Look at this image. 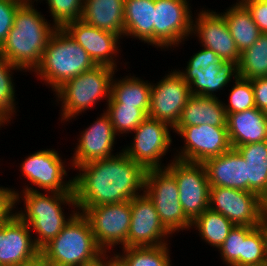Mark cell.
Returning a JSON list of instances; mask_svg holds the SVG:
<instances>
[{"label":"cell","instance_id":"24","mask_svg":"<svg viewBox=\"0 0 267 266\" xmlns=\"http://www.w3.org/2000/svg\"><path fill=\"white\" fill-rule=\"evenodd\" d=\"M125 0H84L81 20L93 27L124 35Z\"/></svg>","mask_w":267,"mask_h":266},{"label":"cell","instance_id":"20","mask_svg":"<svg viewBox=\"0 0 267 266\" xmlns=\"http://www.w3.org/2000/svg\"><path fill=\"white\" fill-rule=\"evenodd\" d=\"M103 112L92 125L81 131L76 148H74L73 158L69 160L71 169L91 161L115 156L112 152L117 135L111 124L110 116L105 111Z\"/></svg>","mask_w":267,"mask_h":266},{"label":"cell","instance_id":"37","mask_svg":"<svg viewBox=\"0 0 267 266\" xmlns=\"http://www.w3.org/2000/svg\"><path fill=\"white\" fill-rule=\"evenodd\" d=\"M227 105L223 103L226 113H237L255 108L254 92L250 79L238 76L234 79Z\"/></svg>","mask_w":267,"mask_h":266},{"label":"cell","instance_id":"27","mask_svg":"<svg viewBox=\"0 0 267 266\" xmlns=\"http://www.w3.org/2000/svg\"><path fill=\"white\" fill-rule=\"evenodd\" d=\"M246 162L247 191L267 198V141L250 143L236 148Z\"/></svg>","mask_w":267,"mask_h":266},{"label":"cell","instance_id":"31","mask_svg":"<svg viewBox=\"0 0 267 266\" xmlns=\"http://www.w3.org/2000/svg\"><path fill=\"white\" fill-rule=\"evenodd\" d=\"M237 68L242 78L267 77V33H261L256 42L241 53Z\"/></svg>","mask_w":267,"mask_h":266},{"label":"cell","instance_id":"41","mask_svg":"<svg viewBox=\"0 0 267 266\" xmlns=\"http://www.w3.org/2000/svg\"><path fill=\"white\" fill-rule=\"evenodd\" d=\"M262 33H267V0H249L244 3Z\"/></svg>","mask_w":267,"mask_h":266},{"label":"cell","instance_id":"44","mask_svg":"<svg viewBox=\"0 0 267 266\" xmlns=\"http://www.w3.org/2000/svg\"><path fill=\"white\" fill-rule=\"evenodd\" d=\"M85 266H118V255L114 254L111 257L107 255V252H103L97 259L87 263Z\"/></svg>","mask_w":267,"mask_h":266},{"label":"cell","instance_id":"45","mask_svg":"<svg viewBox=\"0 0 267 266\" xmlns=\"http://www.w3.org/2000/svg\"><path fill=\"white\" fill-rule=\"evenodd\" d=\"M21 266H48V265L45 263V261L41 257H39L35 261L30 262L25 265H21Z\"/></svg>","mask_w":267,"mask_h":266},{"label":"cell","instance_id":"19","mask_svg":"<svg viewBox=\"0 0 267 266\" xmlns=\"http://www.w3.org/2000/svg\"><path fill=\"white\" fill-rule=\"evenodd\" d=\"M63 29L87 51L96 65L117 68L115 57L118 56L121 39L118 35L93 27L81 19L67 23Z\"/></svg>","mask_w":267,"mask_h":266},{"label":"cell","instance_id":"15","mask_svg":"<svg viewBox=\"0 0 267 266\" xmlns=\"http://www.w3.org/2000/svg\"><path fill=\"white\" fill-rule=\"evenodd\" d=\"M190 96L189 84L177 70H171L157 84L152 83L147 116L174 128Z\"/></svg>","mask_w":267,"mask_h":266},{"label":"cell","instance_id":"32","mask_svg":"<svg viewBox=\"0 0 267 266\" xmlns=\"http://www.w3.org/2000/svg\"><path fill=\"white\" fill-rule=\"evenodd\" d=\"M168 244L146 247H125L117 253L121 266H171Z\"/></svg>","mask_w":267,"mask_h":266},{"label":"cell","instance_id":"7","mask_svg":"<svg viewBox=\"0 0 267 266\" xmlns=\"http://www.w3.org/2000/svg\"><path fill=\"white\" fill-rule=\"evenodd\" d=\"M144 192L152 200L161 223L171 233L190 229L192 222L184 214L179 201L175 177L166 169H148Z\"/></svg>","mask_w":267,"mask_h":266},{"label":"cell","instance_id":"36","mask_svg":"<svg viewBox=\"0 0 267 266\" xmlns=\"http://www.w3.org/2000/svg\"><path fill=\"white\" fill-rule=\"evenodd\" d=\"M255 227L234 225L225 241L219 246L220 257L227 266H240L243 240Z\"/></svg>","mask_w":267,"mask_h":266},{"label":"cell","instance_id":"30","mask_svg":"<svg viewBox=\"0 0 267 266\" xmlns=\"http://www.w3.org/2000/svg\"><path fill=\"white\" fill-rule=\"evenodd\" d=\"M234 224L219 212L206 209L193 222L191 228L199 231V236L214 248L225 241Z\"/></svg>","mask_w":267,"mask_h":266},{"label":"cell","instance_id":"2","mask_svg":"<svg viewBox=\"0 0 267 266\" xmlns=\"http://www.w3.org/2000/svg\"><path fill=\"white\" fill-rule=\"evenodd\" d=\"M33 4L34 1H25L17 9L13 27L0 46V55L25 72H33L39 65L49 38L57 29Z\"/></svg>","mask_w":267,"mask_h":266},{"label":"cell","instance_id":"21","mask_svg":"<svg viewBox=\"0 0 267 266\" xmlns=\"http://www.w3.org/2000/svg\"><path fill=\"white\" fill-rule=\"evenodd\" d=\"M210 187H225L247 191L245 159L235 148L203 162Z\"/></svg>","mask_w":267,"mask_h":266},{"label":"cell","instance_id":"38","mask_svg":"<svg viewBox=\"0 0 267 266\" xmlns=\"http://www.w3.org/2000/svg\"><path fill=\"white\" fill-rule=\"evenodd\" d=\"M50 16L57 28H63L67 23L80 20L84 0H46Z\"/></svg>","mask_w":267,"mask_h":266},{"label":"cell","instance_id":"17","mask_svg":"<svg viewBox=\"0 0 267 266\" xmlns=\"http://www.w3.org/2000/svg\"><path fill=\"white\" fill-rule=\"evenodd\" d=\"M193 19L192 36L196 35L202 46L212 49L225 62L238 65L241 53L231 36L229 27L221 13L201 10ZM195 20V21H194Z\"/></svg>","mask_w":267,"mask_h":266},{"label":"cell","instance_id":"43","mask_svg":"<svg viewBox=\"0 0 267 266\" xmlns=\"http://www.w3.org/2000/svg\"><path fill=\"white\" fill-rule=\"evenodd\" d=\"M251 83L256 108L267 112V77L253 79Z\"/></svg>","mask_w":267,"mask_h":266},{"label":"cell","instance_id":"3","mask_svg":"<svg viewBox=\"0 0 267 266\" xmlns=\"http://www.w3.org/2000/svg\"><path fill=\"white\" fill-rule=\"evenodd\" d=\"M19 193L14 191L15 202L24 200V210L17 211L16 214L30 227L32 232L37 234L33 236L35 246L41 250L51 240H53L79 211L75 201L74 193H55L49 192L43 194L39 189L32 187L30 183ZM20 195V196H19ZM23 195V196H22ZM22 196V197H21ZM73 206L76 208L71 211L70 216H65L62 205ZM66 217V218H65Z\"/></svg>","mask_w":267,"mask_h":266},{"label":"cell","instance_id":"4","mask_svg":"<svg viewBox=\"0 0 267 266\" xmlns=\"http://www.w3.org/2000/svg\"><path fill=\"white\" fill-rule=\"evenodd\" d=\"M95 66L87 51L63 28H57L49 38L41 61L33 72L55 91L66 81Z\"/></svg>","mask_w":267,"mask_h":266},{"label":"cell","instance_id":"18","mask_svg":"<svg viewBox=\"0 0 267 266\" xmlns=\"http://www.w3.org/2000/svg\"><path fill=\"white\" fill-rule=\"evenodd\" d=\"M30 227L16 213L0 225V265L21 266L40 257Z\"/></svg>","mask_w":267,"mask_h":266},{"label":"cell","instance_id":"11","mask_svg":"<svg viewBox=\"0 0 267 266\" xmlns=\"http://www.w3.org/2000/svg\"><path fill=\"white\" fill-rule=\"evenodd\" d=\"M189 5L188 0H155L154 47H178L192 36L193 15Z\"/></svg>","mask_w":267,"mask_h":266},{"label":"cell","instance_id":"8","mask_svg":"<svg viewBox=\"0 0 267 266\" xmlns=\"http://www.w3.org/2000/svg\"><path fill=\"white\" fill-rule=\"evenodd\" d=\"M79 211L88 220L97 245L109 253L117 245L127 247L128 232L131 223L130 200L80 208Z\"/></svg>","mask_w":267,"mask_h":266},{"label":"cell","instance_id":"14","mask_svg":"<svg viewBox=\"0 0 267 266\" xmlns=\"http://www.w3.org/2000/svg\"><path fill=\"white\" fill-rule=\"evenodd\" d=\"M65 162L55 149L38 150L22 161L21 173L40 191L47 193H74L73 178L64 181L67 176Z\"/></svg>","mask_w":267,"mask_h":266},{"label":"cell","instance_id":"26","mask_svg":"<svg viewBox=\"0 0 267 266\" xmlns=\"http://www.w3.org/2000/svg\"><path fill=\"white\" fill-rule=\"evenodd\" d=\"M155 0H125L124 35L154 46Z\"/></svg>","mask_w":267,"mask_h":266},{"label":"cell","instance_id":"9","mask_svg":"<svg viewBox=\"0 0 267 266\" xmlns=\"http://www.w3.org/2000/svg\"><path fill=\"white\" fill-rule=\"evenodd\" d=\"M166 169L175 177L182 210L193 222L209 208L210 184L204 164L173 158Z\"/></svg>","mask_w":267,"mask_h":266},{"label":"cell","instance_id":"33","mask_svg":"<svg viewBox=\"0 0 267 266\" xmlns=\"http://www.w3.org/2000/svg\"><path fill=\"white\" fill-rule=\"evenodd\" d=\"M12 70H20L0 55V117L8 124L14 113L16 114L15 86L12 78Z\"/></svg>","mask_w":267,"mask_h":266},{"label":"cell","instance_id":"48","mask_svg":"<svg viewBox=\"0 0 267 266\" xmlns=\"http://www.w3.org/2000/svg\"><path fill=\"white\" fill-rule=\"evenodd\" d=\"M247 1H249V0H237L236 3H238V4H244V3L247 2Z\"/></svg>","mask_w":267,"mask_h":266},{"label":"cell","instance_id":"34","mask_svg":"<svg viewBox=\"0 0 267 266\" xmlns=\"http://www.w3.org/2000/svg\"><path fill=\"white\" fill-rule=\"evenodd\" d=\"M106 109L105 112L110 116L116 135L132 133L147 117L140 108L134 106L107 104Z\"/></svg>","mask_w":267,"mask_h":266},{"label":"cell","instance_id":"6","mask_svg":"<svg viewBox=\"0 0 267 266\" xmlns=\"http://www.w3.org/2000/svg\"><path fill=\"white\" fill-rule=\"evenodd\" d=\"M116 70V71H115ZM117 72L105 65H96L93 69L66 81L55 91L57 101L61 102V122L72 120L84 113L102 98L109 101L111 82Z\"/></svg>","mask_w":267,"mask_h":266},{"label":"cell","instance_id":"46","mask_svg":"<svg viewBox=\"0 0 267 266\" xmlns=\"http://www.w3.org/2000/svg\"><path fill=\"white\" fill-rule=\"evenodd\" d=\"M262 225L264 226L267 233V210H263L262 212Z\"/></svg>","mask_w":267,"mask_h":266},{"label":"cell","instance_id":"42","mask_svg":"<svg viewBox=\"0 0 267 266\" xmlns=\"http://www.w3.org/2000/svg\"><path fill=\"white\" fill-rule=\"evenodd\" d=\"M14 191V189L0 186V225L15 213L14 208H16L17 203L15 202Z\"/></svg>","mask_w":267,"mask_h":266},{"label":"cell","instance_id":"1","mask_svg":"<svg viewBox=\"0 0 267 266\" xmlns=\"http://www.w3.org/2000/svg\"><path fill=\"white\" fill-rule=\"evenodd\" d=\"M75 169L79 170L73 177L78 210L128 201L144 192L147 170L122 150L113 157L91 161Z\"/></svg>","mask_w":267,"mask_h":266},{"label":"cell","instance_id":"12","mask_svg":"<svg viewBox=\"0 0 267 266\" xmlns=\"http://www.w3.org/2000/svg\"><path fill=\"white\" fill-rule=\"evenodd\" d=\"M264 204V200L254 192L210 187L209 208L225 216L234 225H261Z\"/></svg>","mask_w":267,"mask_h":266},{"label":"cell","instance_id":"49","mask_svg":"<svg viewBox=\"0 0 267 266\" xmlns=\"http://www.w3.org/2000/svg\"><path fill=\"white\" fill-rule=\"evenodd\" d=\"M265 204H264V208L263 210H267V198L264 200Z\"/></svg>","mask_w":267,"mask_h":266},{"label":"cell","instance_id":"28","mask_svg":"<svg viewBox=\"0 0 267 266\" xmlns=\"http://www.w3.org/2000/svg\"><path fill=\"white\" fill-rule=\"evenodd\" d=\"M114 78L111 82L110 99L106 104L134 106L140 108L147 115L150 107L152 82L131 75L118 80Z\"/></svg>","mask_w":267,"mask_h":266},{"label":"cell","instance_id":"50","mask_svg":"<svg viewBox=\"0 0 267 266\" xmlns=\"http://www.w3.org/2000/svg\"><path fill=\"white\" fill-rule=\"evenodd\" d=\"M242 266H263V264H259V265H242Z\"/></svg>","mask_w":267,"mask_h":266},{"label":"cell","instance_id":"16","mask_svg":"<svg viewBox=\"0 0 267 266\" xmlns=\"http://www.w3.org/2000/svg\"><path fill=\"white\" fill-rule=\"evenodd\" d=\"M131 223L127 247L160 246L168 244L172 235L161 223L154 203L145 192L130 200Z\"/></svg>","mask_w":267,"mask_h":266},{"label":"cell","instance_id":"25","mask_svg":"<svg viewBox=\"0 0 267 266\" xmlns=\"http://www.w3.org/2000/svg\"><path fill=\"white\" fill-rule=\"evenodd\" d=\"M219 97L191 95L175 127H188L208 124L226 127L227 114Z\"/></svg>","mask_w":267,"mask_h":266},{"label":"cell","instance_id":"5","mask_svg":"<svg viewBox=\"0 0 267 266\" xmlns=\"http://www.w3.org/2000/svg\"><path fill=\"white\" fill-rule=\"evenodd\" d=\"M104 251L97 245L86 217L78 211L61 232L40 250L48 266H85Z\"/></svg>","mask_w":267,"mask_h":266},{"label":"cell","instance_id":"39","mask_svg":"<svg viewBox=\"0 0 267 266\" xmlns=\"http://www.w3.org/2000/svg\"><path fill=\"white\" fill-rule=\"evenodd\" d=\"M24 2L23 0H0V46L13 27L17 9Z\"/></svg>","mask_w":267,"mask_h":266},{"label":"cell","instance_id":"13","mask_svg":"<svg viewBox=\"0 0 267 266\" xmlns=\"http://www.w3.org/2000/svg\"><path fill=\"white\" fill-rule=\"evenodd\" d=\"M173 132L181 135L184 146L177 150L174 158L203 163L205 160L225 153L231 148L227 127L208 124L188 127H174Z\"/></svg>","mask_w":267,"mask_h":266},{"label":"cell","instance_id":"35","mask_svg":"<svg viewBox=\"0 0 267 266\" xmlns=\"http://www.w3.org/2000/svg\"><path fill=\"white\" fill-rule=\"evenodd\" d=\"M267 261V233L261 224L255 227L243 240L240 266L259 265Z\"/></svg>","mask_w":267,"mask_h":266},{"label":"cell","instance_id":"29","mask_svg":"<svg viewBox=\"0 0 267 266\" xmlns=\"http://www.w3.org/2000/svg\"><path fill=\"white\" fill-rule=\"evenodd\" d=\"M221 14L227 22L231 36L240 53L250 48L262 33L244 4H233Z\"/></svg>","mask_w":267,"mask_h":266},{"label":"cell","instance_id":"51","mask_svg":"<svg viewBox=\"0 0 267 266\" xmlns=\"http://www.w3.org/2000/svg\"><path fill=\"white\" fill-rule=\"evenodd\" d=\"M23 1H31V2H33V0H23ZM35 1L37 2L38 0H34V2H35Z\"/></svg>","mask_w":267,"mask_h":266},{"label":"cell","instance_id":"22","mask_svg":"<svg viewBox=\"0 0 267 266\" xmlns=\"http://www.w3.org/2000/svg\"><path fill=\"white\" fill-rule=\"evenodd\" d=\"M177 72L189 84L191 95L203 97H217L215 92L228 87L232 78L238 77L237 64L226 62L224 64H210L204 69H185ZM225 86V87H224Z\"/></svg>","mask_w":267,"mask_h":266},{"label":"cell","instance_id":"10","mask_svg":"<svg viewBox=\"0 0 267 266\" xmlns=\"http://www.w3.org/2000/svg\"><path fill=\"white\" fill-rule=\"evenodd\" d=\"M169 129L171 131L173 128L147 116L133 131L135 135L131 145H127L122 151L146 170L166 168L161 164V159L173 142Z\"/></svg>","mask_w":267,"mask_h":266},{"label":"cell","instance_id":"47","mask_svg":"<svg viewBox=\"0 0 267 266\" xmlns=\"http://www.w3.org/2000/svg\"><path fill=\"white\" fill-rule=\"evenodd\" d=\"M5 124H7V123L0 117V128H1V126H4Z\"/></svg>","mask_w":267,"mask_h":266},{"label":"cell","instance_id":"40","mask_svg":"<svg viewBox=\"0 0 267 266\" xmlns=\"http://www.w3.org/2000/svg\"><path fill=\"white\" fill-rule=\"evenodd\" d=\"M203 49L195 53L189 61L185 69H206L210 64L226 63L212 49L202 46Z\"/></svg>","mask_w":267,"mask_h":266},{"label":"cell","instance_id":"23","mask_svg":"<svg viewBox=\"0 0 267 266\" xmlns=\"http://www.w3.org/2000/svg\"><path fill=\"white\" fill-rule=\"evenodd\" d=\"M226 127L232 148L267 141V112L252 108L237 113H226Z\"/></svg>","mask_w":267,"mask_h":266}]
</instances>
